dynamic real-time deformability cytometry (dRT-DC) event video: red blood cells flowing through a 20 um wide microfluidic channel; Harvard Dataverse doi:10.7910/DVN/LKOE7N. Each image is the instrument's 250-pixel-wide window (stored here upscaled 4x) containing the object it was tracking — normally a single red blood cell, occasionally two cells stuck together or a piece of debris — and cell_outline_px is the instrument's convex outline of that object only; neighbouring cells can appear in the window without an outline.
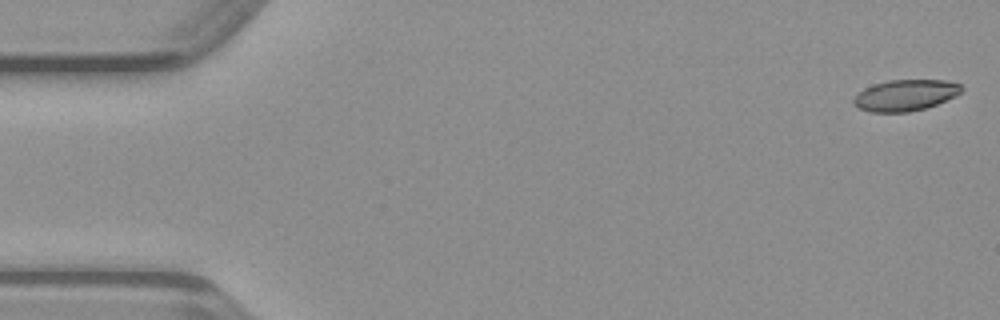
{"species": "common noctule bat (a hibernating species)", "species_latin": "Nyctalus noctula", "temperature_condition": "warm", "stored_images_in_passage": 14, "camera_frame_rate_fps": 3000, "um_per_image_px": 0.085, "animal": {"sex": "male", "body_mass_g": 23.1, "forearm_length_mm": 52.7}, "frame": {"image": 1, "passage_image": 1, "time_ms": 0.0, "image_size_px": [1000, 320], "cell_outline_px": [[964, 88], [956, 96], [936, 104], [924, 108], [908, 112], [872, 112], [860, 108], [852, 104], [852, 100], [864, 88], [872, 84], [888, 80], [944, 80], [960, 84]], "centroid_in_image_um": [76.94, 8.09], "position_along_channel_um": 8.1, "area_um2": 19.54}}
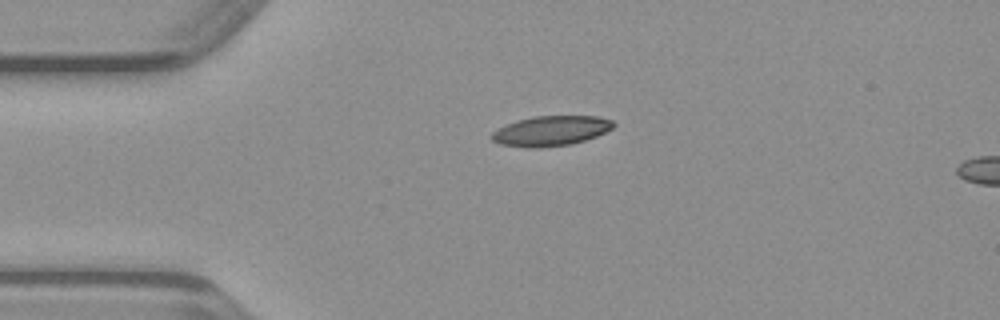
{"frame": {"image": 2, "passage_image": 11, "time_ms": 3.333, "image_size_px": [1000, 320], "cell_outline_px": [[616, 124], [612, 128], [596, 136], [572, 144], [540, 148], [528, 148], [500, 144], [492, 140], [488, 136], [496, 128], [516, 120], [536, 116], [596, 116], [612, 120]], "centroid_in_image_um": [46.77, 11.13], "position_along_channel_um": 38.2, "area_um2": 21.44}}